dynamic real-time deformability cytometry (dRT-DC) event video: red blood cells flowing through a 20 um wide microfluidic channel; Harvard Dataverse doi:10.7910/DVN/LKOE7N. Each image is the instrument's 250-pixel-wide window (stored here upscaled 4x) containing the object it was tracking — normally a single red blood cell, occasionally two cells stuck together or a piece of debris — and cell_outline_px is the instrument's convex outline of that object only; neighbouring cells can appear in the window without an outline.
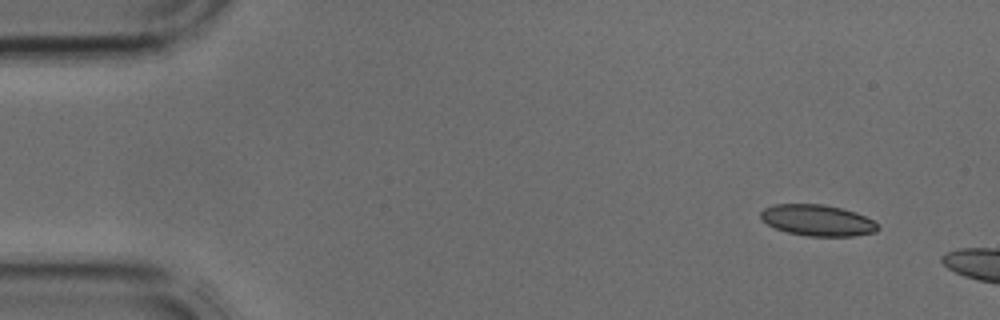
{"species": "common noctule bat (a hibernating species)", "species_latin": "Nyctalus noctula", "temperature_condition": "cold", "stored_images_in_passage": 4, "camera_frame_rate_fps": 3000, "um_per_image_px": 0.085, "animal": {"sex": "male", "body_mass_g": 17.9, "forearm_length_mm": 54.2}, "frame": {"image": 1, "passage_image": 1, "time_ms": 0.0, "image_size_px": [1000, 320], "cell_outline_px": [[880, 228], [876, 232], [852, 236], [804, 236], [788, 232], [776, 228], [760, 220], [760, 212], [764, 208], [776, 204], [824, 204], [856, 212], [880, 224]], "centroid_in_image_um": [69.49, 18.73], "position_along_channel_um": 15.5, "area_um2": 21.39}}
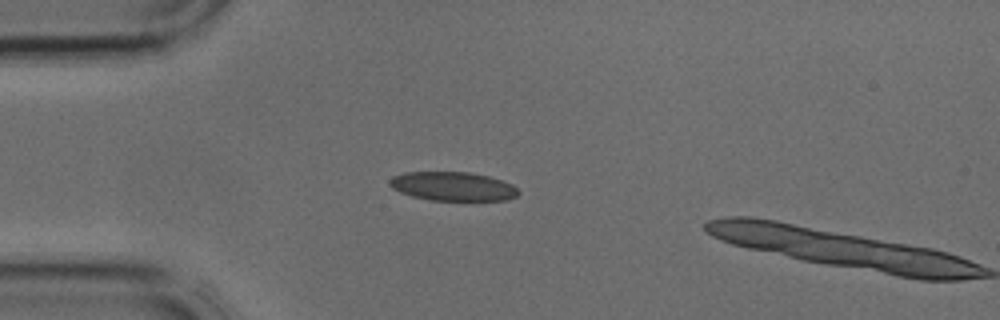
{"frame": {"image": 2, "passage_image": 3, "time_ms": 0.667, "image_size_px": [1000, 320], "cell_outline_px": [[520, 192], [516, 196], [504, 200], [428, 200], [412, 196], [400, 192], [392, 188], [388, 184], [388, 180], [392, 176], [404, 172], [468, 172], [488, 176], [512, 184]], "centroid_in_image_um": [38.44, 15.83], "position_along_channel_um": 46.6, "area_um2": 21.68}}